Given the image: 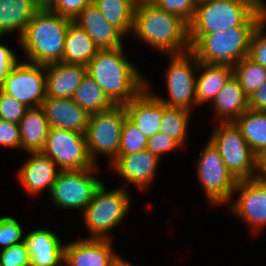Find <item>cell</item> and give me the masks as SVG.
<instances>
[{
  "label": "cell",
  "mask_w": 266,
  "mask_h": 266,
  "mask_svg": "<svg viewBox=\"0 0 266 266\" xmlns=\"http://www.w3.org/2000/svg\"><path fill=\"white\" fill-rule=\"evenodd\" d=\"M123 47L99 49L87 65V74L114 105H126L146 87L145 78L125 57Z\"/></svg>",
  "instance_id": "1"
},
{
  "label": "cell",
  "mask_w": 266,
  "mask_h": 266,
  "mask_svg": "<svg viewBox=\"0 0 266 266\" xmlns=\"http://www.w3.org/2000/svg\"><path fill=\"white\" fill-rule=\"evenodd\" d=\"M132 33L166 55L190 51L188 24L157 5L138 4L135 7Z\"/></svg>",
  "instance_id": "2"
},
{
  "label": "cell",
  "mask_w": 266,
  "mask_h": 266,
  "mask_svg": "<svg viewBox=\"0 0 266 266\" xmlns=\"http://www.w3.org/2000/svg\"><path fill=\"white\" fill-rule=\"evenodd\" d=\"M71 21L52 11L38 10L19 39L28 62L39 65L63 62L65 37Z\"/></svg>",
  "instance_id": "3"
},
{
  "label": "cell",
  "mask_w": 266,
  "mask_h": 266,
  "mask_svg": "<svg viewBox=\"0 0 266 266\" xmlns=\"http://www.w3.org/2000/svg\"><path fill=\"white\" fill-rule=\"evenodd\" d=\"M256 26H237L209 34H188L190 51L206 64L234 66L249 54Z\"/></svg>",
  "instance_id": "4"
},
{
  "label": "cell",
  "mask_w": 266,
  "mask_h": 266,
  "mask_svg": "<svg viewBox=\"0 0 266 266\" xmlns=\"http://www.w3.org/2000/svg\"><path fill=\"white\" fill-rule=\"evenodd\" d=\"M266 12L255 11L236 0H202L197 2L188 34H209L237 26H256Z\"/></svg>",
  "instance_id": "5"
},
{
  "label": "cell",
  "mask_w": 266,
  "mask_h": 266,
  "mask_svg": "<svg viewBox=\"0 0 266 266\" xmlns=\"http://www.w3.org/2000/svg\"><path fill=\"white\" fill-rule=\"evenodd\" d=\"M124 188L107 191L102 182L96 189L82 215L90 233L88 238L112 239L108 233L121 224L130 209V195Z\"/></svg>",
  "instance_id": "6"
},
{
  "label": "cell",
  "mask_w": 266,
  "mask_h": 266,
  "mask_svg": "<svg viewBox=\"0 0 266 266\" xmlns=\"http://www.w3.org/2000/svg\"><path fill=\"white\" fill-rule=\"evenodd\" d=\"M217 126V127H216ZM208 139L220 153L227 169L238 180L254 177L256 154L234 122H219Z\"/></svg>",
  "instance_id": "7"
},
{
  "label": "cell",
  "mask_w": 266,
  "mask_h": 266,
  "mask_svg": "<svg viewBox=\"0 0 266 266\" xmlns=\"http://www.w3.org/2000/svg\"><path fill=\"white\" fill-rule=\"evenodd\" d=\"M126 117L124 105H114L111 109L89 116L85 137L89 156L95 165L99 153L110 158V163L118 157Z\"/></svg>",
  "instance_id": "8"
},
{
  "label": "cell",
  "mask_w": 266,
  "mask_h": 266,
  "mask_svg": "<svg viewBox=\"0 0 266 266\" xmlns=\"http://www.w3.org/2000/svg\"><path fill=\"white\" fill-rule=\"evenodd\" d=\"M168 56L171 58L165 72L168 98L151 93L166 106L183 108L191 112V109L197 106L196 73L199 61L191 51Z\"/></svg>",
  "instance_id": "9"
},
{
  "label": "cell",
  "mask_w": 266,
  "mask_h": 266,
  "mask_svg": "<svg viewBox=\"0 0 266 266\" xmlns=\"http://www.w3.org/2000/svg\"><path fill=\"white\" fill-rule=\"evenodd\" d=\"M196 164L198 178L209 203L214 206L230 202L238 180L227 169L220 153L209 140Z\"/></svg>",
  "instance_id": "10"
},
{
  "label": "cell",
  "mask_w": 266,
  "mask_h": 266,
  "mask_svg": "<svg viewBox=\"0 0 266 266\" xmlns=\"http://www.w3.org/2000/svg\"><path fill=\"white\" fill-rule=\"evenodd\" d=\"M41 152L61 171L82 170L95 166L87 150L85 134L80 132L50 127Z\"/></svg>",
  "instance_id": "11"
},
{
  "label": "cell",
  "mask_w": 266,
  "mask_h": 266,
  "mask_svg": "<svg viewBox=\"0 0 266 266\" xmlns=\"http://www.w3.org/2000/svg\"><path fill=\"white\" fill-rule=\"evenodd\" d=\"M97 166L96 164L88 169L60 171L50 191L52 203L59 208L81 209L83 212L102 183L93 175V172L99 169Z\"/></svg>",
  "instance_id": "12"
},
{
  "label": "cell",
  "mask_w": 266,
  "mask_h": 266,
  "mask_svg": "<svg viewBox=\"0 0 266 266\" xmlns=\"http://www.w3.org/2000/svg\"><path fill=\"white\" fill-rule=\"evenodd\" d=\"M0 89L28 108L41 106L46 99L45 65L18 61Z\"/></svg>",
  "instance_id": "13"
},
{
  "label": "cell",
  "mask_w": 266,
  "mask_h": 266,
  "mask_svg": "<svg viewBox=\"0 0 266 266\" xmlns=\"http://www.w3.org/2000/svg\"><path fill=\"white\" fill-rule=\"evenodd\" d=\"M238 197L232 201L231 212L251 226L252 233L266 227V185L254 178L237 182L233 191Z\"/></svg>",
  "instance_id": "14"
},
{
  "label": "cell",
  "mask_w": 266,
  "mask_h": 266,
  "mask_svg": "<svg viewBox=\"0 0 266 266\" xmlns=\"http://www.w3.org/2000/svg\"><path fill=\"white\" fill-rule=\"evenodd\" d=\"M112 239L85 238L65 244L64 266H113L120 254Z\"/></svg>",
  "instance_id": "15"
},
{
  "label": "cell",
  "mask_w": 266,
  "mask_h": 266,
  "mask_svg": "<svg viewBox=\"0 0 266 266\" xmlns=\"http://www.w3.org/2000/svg\"><path fill=\"white\" fill-rule=\"evenodd\" d=\"M146 79V87L129 103L124 105L127 118L150 138L160 131L162 124L163 103L150 91Z\"/></svg>",
  "instance_id": "16"
},
{
  "label": "cell",
  "mask_w": 266,
  "mask_h": 266,
  "mask_svg": "<svg viewBox=\"0 0 266 266\" xmlns=\"http://www.w3.org/2000/svg\"><path fill=\"white\" fill-rule=\"evenodd\" d=\"M159 160L156 155L144 149L129 155H118L111 166L126 180L125 185L126 182L134 184L143 192L153 182Z\"/></svg>",
  "instance_id": "17"
},
{
  "label": "cell",
  "mask_w": 266,
  "mask_h": 266,
  "mask_svg": "<svg viewBox=\"0 0 266 266\" xmlns=\"http://www.w3.org/2000/svg\"><path fill=\"white\" fill-rule=\"evenodd\" d=\"M31 155L17 172V179L28 194L34 196L45 188L49 194L59 172L58 166L41 151Z\"/></svg>",
  "instance_id": "18"
},
{
  "label": "cell",
  "mask_w": 266,
  "mask_h": 266,
  "mask_svg": "<svg viewBox=\"0 0 266 266\" xmlns=\"http://www.w3.org/2000/svg\"><path fill=\"white\" fill-rule=\"evenodd\" d=\"M30 266H64V247L59 236L39 228L25 234Z\"/></svg>",
  "instance_id": "19"
},
{
  "label": "cell",
  "mask_w": 266,
  "mask_h": 266,
  "mask_svg": "<svg viewBox=\"0 0 266 266\" xmlns=\"http://www.w3.org/2000/svg\"><path fill=\"white\" fill-rule=\"evenodd\" d=\"M87 74V66L64 62L45 65L46 97L73 98Z\"/></svg>",
  "instance_id": "20"
},
{
  "label": "cell",
  "mask_w": 266,
  "mask_h": 266,
  "mask_svg": "<svg viewBox=\"0 0 266 266\" xmlns=\"http://www.w3.org/2000/svg\"><path fill=\"white\" fill-rule=\"evenodd\" d=\"M50 127L86 133L89 114L71 98H49L42 103Z\"/></svg>",
  "instance_id": "21"
},
{
  "label": "cell",
  "mask_w": 266,
  "mask_h": 266,
  "mask_svg": "<svg viewBox=\"0 0 266 266\" xmlns=\"http://www.w3.org/2000/svg\"><path fill=\"white\" fill-rule=\"evenodd\" d=\"M73 21L89 34L99 49L123 46L125 36L105 19L93 3L86 6Z\"/></svg>",
  "instance_id": "22"
},
{
  "label": "cell",
  "mask_w": 266,
  "mask_h": 266,
  "mask_svg": "<svg viewBox=\"0 0 266 266\" xmlns=\"http://www.w3.org/2000/svg\"><path fill=\"white\" fill-rule=\"evenodd\" d=\"M212 104L219 122H234L249 109V97L244 93L237 78L232 75Z\"/></svg>",
  "instance_id": "23"
},
{
  "label": "cell",
  "mask_w": 266,
  "mask_h": 266,
  "mask_svg": "<svg viewBox=\"0 0 266 266\" xmlns=\"http://www.w3.org/2000/svg\"><path fill=\"white\" fill-rule=\"evenodd\" d=\"M198 73L200 75L196 77V99L197 106H200L214 101L216 95L233 75V66L206 64L199 61Z\"/></svg>",
  "instance_id": "24"
},
{
  "label": "cell",
  "mask_w": 266,
  "mask_h": 266,
  "mask_svg": "<svg viewBox=\"0 0 266 266\" xmlns=\"http://www.w3.org/2000/svg\"><path fill=\"white\" fill-rule=\"evenodd\" d=\"M49 128L42 106L27 108L19 122L21 149L27 152L41 151L45 145Z\"/></svg>",
  "instance_id": "25"
},
{
  "label": "cell",
  "mask_w": 266,
  "mask_h": 266,
  "mask_svg": "<svg viewBox=\"0 0 266 266\" xmlns=\"http://www.w3.org/2000/svg\"><path fill=\"white\" fill-rule=\"evenodd\" d=\"M37 11L32 0H0V37L17 31L21 38Z\"/></svg>",
  "instance_id": "26"
},
{
  "label": "cell",
  "mask_w": 266,
  "mask_h": 266,
  "mask_svg": "<svg viewBox=\"0 0 266 266\" xmlns=\"http://www.w3.org/2000/svg\"><path fill=\"white\" fill-rule=\"evenodd\" d=\"M98 50L89 34L72 20L65 37L63 62L87 66Z\"/></svg>",
  "instance_id": "27"
},
{
  "label": "cell",
  "mask_w": 266,
  "mask_h": 266,
  "mask_svg": "<svg viewBox=\"0 0 266 266\" xmlns=\"http://www.w3.org/2000/svg\"><path fill=\"white\" fill-rule=\"evenodd\" d=\"M234 123L256 155L266 150V112L247 109Z\"/></svg>",
  "instance_id": "28"
},
{
  "label": "cell",
  "mask_w": 266,
  "mask_h": 266,
  "mask_svg": "<svg viewBox=\"0 0 266 266\" xmlns=\"http://www.w3.org/2000/svg\"><path fill=\"white\" fill-rule=\"evenodd\" d=\"M105 19L124 36L132 34L135 6L128 0H93Z\"/></svg>",
  "instance_id": "29"
},
{
  "label": "cell",
  "mask_w": 266,
  "mask_h": 266,
  "mask_svg": "<svg viewBox=\"0 0 266 266\" xmlns=\"http://www.w3.org/2000/svg\"><path fill=\"white\" fill-rule=\"evenodd\" d=\"M72 99L89 115L111 109L114 106L105 95L104 90L88 74L83 78Z\"/></svg>",
  "instance_id": "30"
},
{
  "label": "cell",
  "mask_w": 266,
  "mask_h": 266,
  "mask_svg": "<svg viewBox=\"0 0 266 266\" xmlns=\"http://www.w3.org/2000/svg\"><path fill=\"white\" fill-rule=\"evenodd\" d=\"M190 111L183 108L169 107L163 103L162 124L160 132L175 140L182 148L187 139V126Z\"/></svg>",
  "instance_id": "31"
},
{
  "label": "cell",
  "mask_w": 266,
  "mask_h": 266,
  "mask_svg": "<svg viewBox=\"0 0 266 266\" xmlns=\"http://www.w3.org/2000/svg\"><path fill=\"white\" fill-rule=\"evenodd\" d=\"M233 75L237 78L244 93L250 97L265 83L266 68L247 56L233 66Z\"/></svg>",
  "instance_id": "32"
},
{
  "label": "cell",
  "mask_w": 266,
  "mask_h": 266,
  "mask_svg": "<svg viewBox=\"0 0 266 266\" xmlns=\"http://www.w3.org/2000/svg\"><path fill=\"white\" fill-rule=\"evenodd\" d=\"M147 138L127 117L122 125L118 155H129L146 149Z\"/></svg>",
  "instance_id": "33"
},
{
  "label": "cell",
  "mask_w": 266,
  "mask_h": 266,
  "mask_svg": "<svg viewBox=\"0 0 266 266\" xmlns=\"http://www.w3.org/2000/svg\"><path fill=\"white\" fill-rule=\"evenodd\" d=\"M266 14L257 23L250 40L248 57L266 68Z\"/></svg>",
  "instance_id": "34"
},
{
  "label": "cell",
  "mask_w": 266,
  "mask_h": 266,
  "mask_svg": "<svg viewBox=\"0 0 266 266\" xmlns=\"http://www.w3.org/2000/svg\"><path fill=\"white\" fill-rule=\"evenodd\" d=\"M22 226L10 216L0 217V245L4 250L14 244L24 242Z\"/></svg>",
  "instance_id": "35"
},
{
  "label": "cell",
  "mask_w": 266,
  "mask_h": 266,
  "mask_svg": "<svg viewBox=\"0 0 266 266\" xmlns=\"http://www.w3.org/2000/svg\"><path fill=\"white\" fill-rule=\"evenodd\" d=\"M27 108L0 89V119L19 124Z\"/></svg>",
  "instance_id": "36"
},
{
  "label": "cell",
  "mask_w": 266,
  "mask_h": 266,
  "mask_svg": "<svg viewBox=\"0 0 266 266\" xmlns=\"http://www.w3.org/2000/svg\"><path fill=\"white\" fill-rule=\"evenodd\" d=\"M157 6L168 13L179 16L184 22L189 24L196 12V0H160Z\"/></svg>",
  "instance_id": "37"
},
{
  "label": "cell",
  "mask_w": 266,
  "mask_h": 266,
  "mask_svg": "<svg viewBox=\"0 0 266 266\" xmlns=\"http://www.w3.org/2000/svg\"><path fill=\"white\" fill-rule=\"evenodd\" d=\"M2 266H30V257L25 241L0 250Z\"/></svg>",
  "instance_id": "38"
},
{
  "label": "cell",
  "mask_w": 266,
  "mask_h": 266,
  "mask_svg": "<svg viewBox=\"0 0 266 266\" xmlns=\"http://www.w3.org/2000/svg\"><path fill=\"white\" fill-rule=\"evenodd\" d=\"M178 148L180 149L181 146L175 140L160 131L147 138L146 150L156 155L159 159L165 152Z\"/></svg>",
  "instance_id": "39"
},
{
  "label": "cell",
  "mask_w": 266,
  "mask_h": 266,
  "mask_svg": "<svg viewBox=\"0 0 266 266\" xmlns=\"http://www.w3.org/2000/svg\"><path fill=\"white\" fill-rule=\"evenodd\" d=\"M0 146L21 149L19 124L0 119Z\"/></svg>",
  "instance_id": "40"
},
{
  "label": "cell",
  "mask_w": 266,
  "mask_h": 266,
  "mask_svg": "<svg viewBox=\"0 0 266 266\" xmlns=\"http://www.w3.org/2000/svg\"><path fill=\"white\" fill-rule=\"evenodd\" d=\"M92 3L93 0H57L50 11L74 20L86 6Z\"/></svg>",
  "instance_id": "41"
},
{
  "label": "cell",
  "mask_w": 266,
  "mask_h": 266,
  "mask_svg": "<svg viewBox=\"0 0 266 266\" xmlns=\"http://www.w3.org/2000/svg\"><path fill=\"white\" fill-rule=\"evenodd\" d=\"M17 62V55L12 49L0 44V85L4 82L10 70Z\"/></svg>",
  "instance_id": "42"
},
{
  "label": "cell",
  "mask_w": 266,
  "mask_h": 266,
  "mask_svg": "<svg viewBox=\"0 0 266 266\" xmlns=\"http://www.w3.org/2000/svg\"><path fill=\"white\" fill-rule=\"evenodd\" d=\"M249 109L266 112V81L249 97Z\"/></svg>",
  "instance_id": "43"
},
{
  "label": "cell",
  "mask_w": 266,
  "mask_h": 266,
  "mask_svg": "<svg viewBox=\"0 0 266 266\" xmlns=\"http://www.w3.org/2000/svg\"><path fill=\"white\" fill-rule=\"evenodd\" d=\"M253 178L266 185V150L256 155V168Z\"/></svg>",
  "instance_id": "44"
},
{
  "label": "cell",
  "mask_w": 266,
  "mask_h": 266,
  "mask_svg": "<svg viewBox=\"0 0 266 266\" xmlns=\"http://www.w3.org/2000/svg\"><path fill=\"white\" fill-rule=\"evenodd\" d=\"M37 10L50 11L56 4L57 0H32Z\"/></svg>",
  "instance_id": "45"
},
{
  "label": "cell",
  "mask_w": 266,
  "mask_h": 266,
  "mask_svg": "<svg viewBox=\"0 0 266 266\" xmlns=\"http://www.w3.org/2000/svg\"><path fill=\"white\" fill-rule=\"evenodd\" d=\"M266 2L263 0H255V11L266 12Z\"/></svg>",
  "instance_id": "46"
},
{
  "label": "cell",
  "mask_w": 266,
  "mask_h": 266,
  "mask_svg": "<svg viewBox=\"0 0 266 266\" xmlns=\"http://www.w3.org/2000/svg\"><path fill=\"white\" fill-rule=\"evenodd\" d=\"M113 266H135L132 263L126 262L124 258L119 257L113 264Z\"/></svg>",
  "instance_id": "47"
},
{
  "label": "cell",
  "mask_w": 266,
  "mask_h": 266,
  "mask_svg": "<svg viewBox=\"0 0 266 266\" xmlns=\"http://www.w3.org/2000/svg\"><path fill=\"white\" fill-rule=\"evenodd\" d=\"M160 0H139V4L157 5Z\"/></svg>",
  "instance_id": "48"
},
{
  "label": "cell",
  "mask_w": 266,
  "mask_h": 266,
  "mask_svg": "<svg viewBox=\"0 0 266 266\" xmlns=\"http://www.w3.org/2000/svg\"><path fill=\"white\" fill-rule=\"evenodd\" d=\"M236 1L247 3L255 10V0H236Z\"/></svg>",
  "instance_id": "49"
},
{
  "label": "cell",
  "mask_w": 266,
  "mask_h": 266,
  "mask_svg": "<svg viewBox=\"0 0 266 266\" xmlns=\"http://www.w3.org/2000/svg\"><path fill=\"white\" fill-rule=\"evenodd\" d=\"M130 1L135 7L139 4V0H128Z\"/></svg>",
  "instance_id": "50"
}]
</instances>
